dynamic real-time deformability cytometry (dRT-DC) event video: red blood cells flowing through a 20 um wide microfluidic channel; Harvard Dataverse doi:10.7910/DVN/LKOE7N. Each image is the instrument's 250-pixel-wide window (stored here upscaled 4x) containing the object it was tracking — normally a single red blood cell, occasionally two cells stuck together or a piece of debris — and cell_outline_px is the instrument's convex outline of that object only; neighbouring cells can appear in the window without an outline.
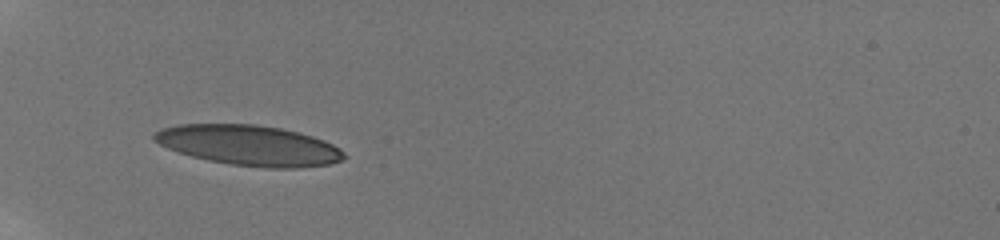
{"species": "human", "species_latin": "Homo sapiens", "temperature_condition": "room temperature", "stored_images_in_passage": 33, "camera_frame_rate_fps": 3000, "um_per_image_px": 0.085, "donor": {"sex": "male"}, "frame": {"image": 1, "passage_image": 1, "time_ms": 0.0, "image_size_px": [1000, 240], "cell_outline_px": [[348, 156], [344, 160], [328, 164], [296, 168], [264, 168], [232, 164], [208, 160], [192, 156], [168, 148], [152, 140], [152, 136], [160, 128], [176, 124], [256, 124], [280, 128], [312, 136], [324, 140], [340, 148]], "centroid_in_image_um": [21.18, 12.35], "position_along_channel_um": 63.8, "area_um2": 44.62}}
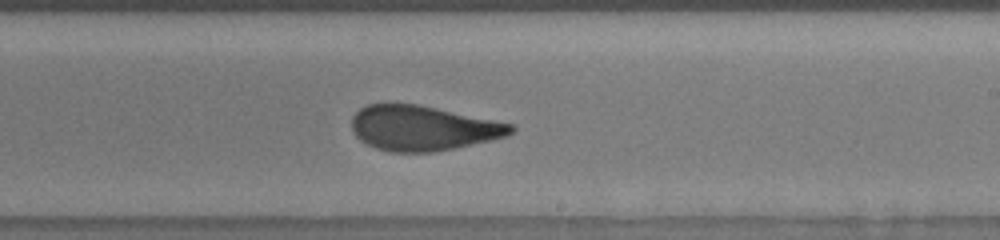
{"frame": {"image": 2, "passage_image": 13, "time_ms": 5.333, "image_size_px": [1000, 240], "cell_outline_px": [[516, 128], [508, 136], [492, 140], [432, 152], [392, 152], [376, 148], [360, 140], [352, 132], [352, 116], [360, 108], [368, 104], [388, 100], [416, 104], [516, 124]], "centroid_in_image_um": [35.91, 10.85], "position_along_channel_um": 253.1, "area_um2": 42.31}}
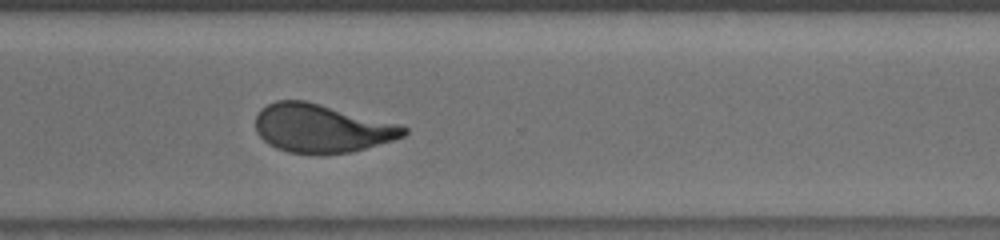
{"frame": {"image": 3, "passage_image": 17, "time_ms": 7.667, "image_size_px": [1000, 240], "cell_outline_px": [[408, 132], [404, 136], [392, 140], [352, 152], [288, 152], [276, 148], [268, 144], [256, 132], [256, 116], [260, 108], [276, 100], [308, 100], [400, 124], [408, 128]], "centroid_in_image_um": [27.33, 10.87], "position_along_channel_um": 343.3, "area_um2": 41.62}, "authors_computed_cell_mechanics": {"area_um2": 42.0206, "velocity_mm_per_s": 3.8687, "shape_relaxation_time_tau1_ms": 7.056, "shape_relaxation_time_tau2_ms": 1.0015, "deformation_change_tau1": 0.2098, "deformation_change_tau2": 0.0704}}